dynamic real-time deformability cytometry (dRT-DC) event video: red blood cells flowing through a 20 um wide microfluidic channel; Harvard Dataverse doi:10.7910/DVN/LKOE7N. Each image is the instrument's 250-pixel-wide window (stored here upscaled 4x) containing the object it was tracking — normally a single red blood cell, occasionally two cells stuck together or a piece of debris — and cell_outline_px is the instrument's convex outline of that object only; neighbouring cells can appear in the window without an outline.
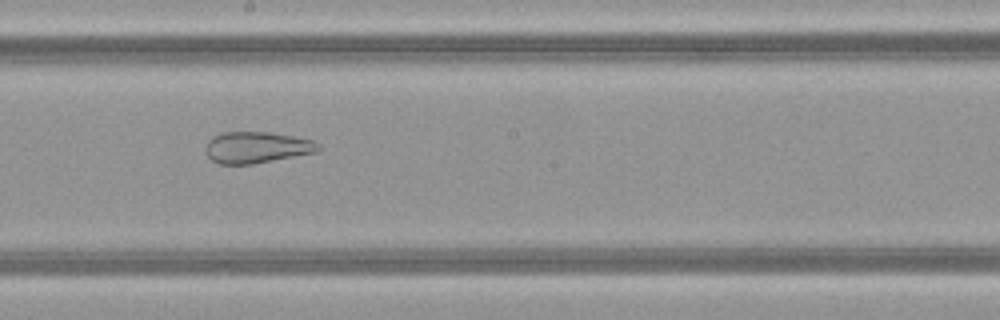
{"species": "common noctule bat (a hibernating species)", "species_latin": "Nyctalus noctula", "temperature_condition": "warm", "stored_images_in_passage": 49, "camera_frame_rate_fps": 3000, "um_per_image_px": 0.085, "animal": {"sex": "female", "body_mass_g": 21.9}, "frame": {"image": 1, "passage_image": 27, "time_ms": 8.667, "image_size_px": [1000, 320], "cell_outline_px": [[320, 148], [316, 152], [252, 164], [220, 164], [212, 160], [204, 152], [208, 140], [212, 136], [224, 132], [272, 132], [316, 140], [320, 144]], "centroid_in_image_um": [21.82, 12.52], "position_along_channel_um": 226.4, "area_um2": 20.75}}
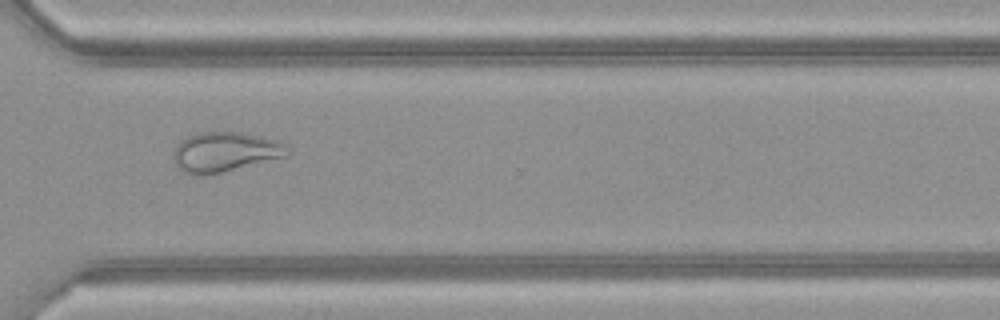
{"frame": {"image": 2, "passage_image": 36, "time_ms": 11.667, "image_size_px": [1000, 320], "cell_outline_px": [[292, 152], [288, 156], [204, 176], [188, 176], [176, 164], [172, 156], [180, 140], [188, 136], [200, 132], [240, 132], [280, 140], [288, 144]], "centroid_in_image_um": [19.17, 12.92], "position_along_channel_um": 351.4, "area_um2": 26.82}}
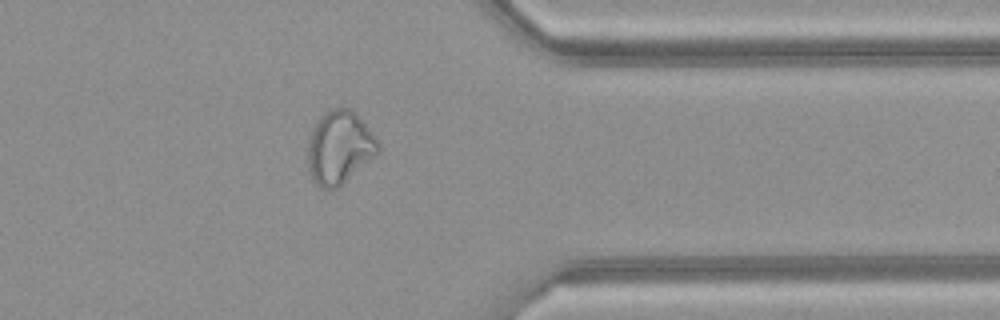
{"frame": {"image": 3, "passage_image": 39, "time_ms": 12.667, "image_size_px": [1000, 320], "cell_outline_px": [[380, 152], [376, 156], [336, 188], [320, 188], [312, 180], [304, 160], [308, 136], [316, 120], [324, 112], [332, 108], [352, 108], [356, 112], [376, 136], [380, 144]], "centroid_in_image_um": [28.81, 12.51], "position_along_channel_um": 382.6, "area_um2": 30.87}}